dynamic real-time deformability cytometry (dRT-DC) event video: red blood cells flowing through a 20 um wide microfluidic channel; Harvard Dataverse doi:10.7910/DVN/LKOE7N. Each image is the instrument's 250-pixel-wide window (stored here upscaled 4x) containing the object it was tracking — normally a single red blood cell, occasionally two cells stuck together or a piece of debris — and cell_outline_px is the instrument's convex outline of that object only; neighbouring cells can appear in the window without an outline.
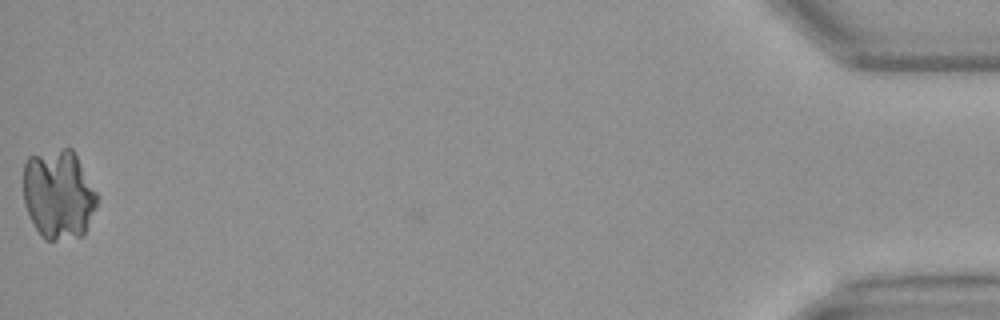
{"species": "Egyptian fruit bat (a non-hibernating species)", "species_latin": "Rousettus aegyptiacus", "temperature_condition": "warm", "stored_images_in_passage": 37, "camera_frame_rate_fps": 3000, "um_per_image_px": 0.085, "animal": {"sex": "female"}, "frame": {"image": 1, "passage_image": 37, "time_ms": 12.0, "image_size_px": [1000, 320], "cell_outline_px": [[96, 204], [84, 236], [56, 240], [44, 240], [36, 228], [24, 204], [24, 164], [28, 156], [64, 148], [72, 148], [96, 192]], "centroid_in_image_um": [4.96, 16.53], "position_along_channel_um": 430.2, "area_um2": 38.09}}